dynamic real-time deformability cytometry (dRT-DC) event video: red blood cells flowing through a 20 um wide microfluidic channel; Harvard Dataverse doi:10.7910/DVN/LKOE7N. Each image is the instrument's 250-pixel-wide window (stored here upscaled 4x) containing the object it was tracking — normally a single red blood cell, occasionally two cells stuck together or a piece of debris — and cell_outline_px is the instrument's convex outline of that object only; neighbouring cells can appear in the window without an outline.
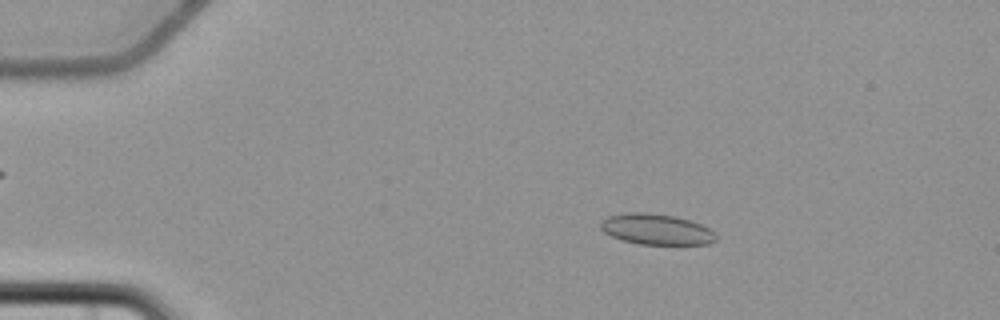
{"species": "common noctule bat (a hibernating species)", "species_latin": "Nyctalus noctula", "temperature_condition": "cold", "stored_images_in_passage": 4, "camera_frame_rate_fps": 3000, "um_per_image_px": 0.085, "animal": {"sex": "female", "body_mass_g": 22.7, "forearm_length_mm": 54.2}, "frame": {"image": 1, "passage_image": 2, "time_ms": 1.333, "image_size_px": [1000, 320], "cell_outline_px": [[716, 240], [708, 244], [640, 244], [624, 240], [612, 236], [604, 232], [600, 228], [600, 224], [608, 216], [628, 212], [644, 212], [676, 216], [700, 224], [716, 232]], "centroid_in_image_um": [55.8, 19.49], "position_along_channel_um": 29.2, "area_um2": 20.52}}